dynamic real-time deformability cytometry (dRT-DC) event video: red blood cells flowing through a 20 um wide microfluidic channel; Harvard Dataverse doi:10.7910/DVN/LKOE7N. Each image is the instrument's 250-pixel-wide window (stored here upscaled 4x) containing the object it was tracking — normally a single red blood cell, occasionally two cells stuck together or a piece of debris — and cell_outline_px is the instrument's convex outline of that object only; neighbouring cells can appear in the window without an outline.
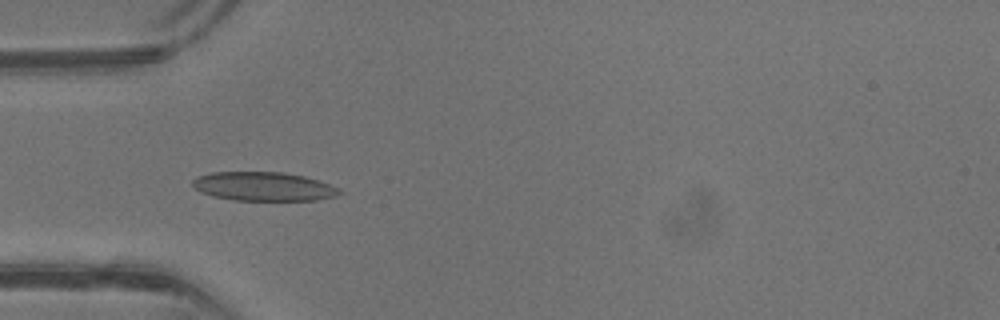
{"species": "common noctule bat (a hibernating species)", "species_latin": "Nyctalus noctula", "temperature_condition": "warm", "stored_images_in_passage": 40, "camera_frame_rate_fps": 3000, "um_per_image_px": 0.085, "animal": {"sex": "male", "body_mass_g": 13.3}, "frame": {"image": 1, "passage_image": 12, "time_ms": 3.667, "image_size_px": [1000, 320], "cell_outline_px": [[344, 192], [336, 196], [316, 200], [232, 200], [212, 196], [200, 192], [192, 184], [192, 180], [196, 176], [212, 172], [284, 172], [304, 176], [340, 188]], "centroid_in_image_um": [22.39, 15.85], "position_along_channel_um": 62.6, "area_um2": 24.8}}
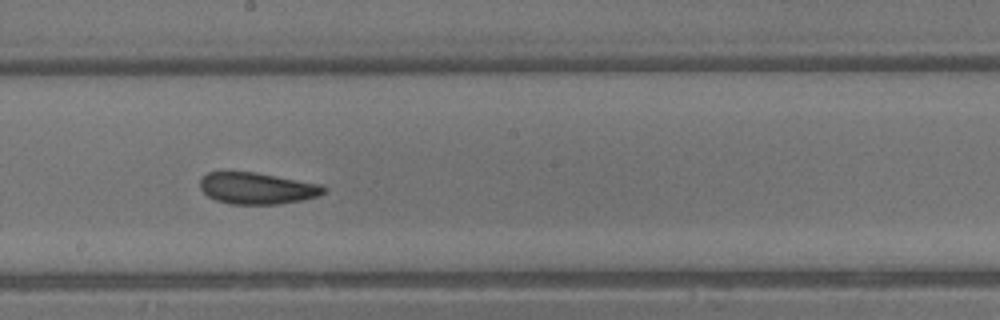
{"frame": {"image": 2, "passage_image": 22, "time_ms": 7.0, "image_size_px": [1000, 320], "cell_outline_px": [[328, 188], [324, 192], [316, 196], [300, 200], [280, 204], [232, 204], [216, 200], [208, 196], [200, 188], [200, 180], [208, 172], [256, 172], [324, 184]], "centroid_in_image_um": [21.89, 16.0], "position_along_channel_um": 226.3, "area_um2": 22.77}}
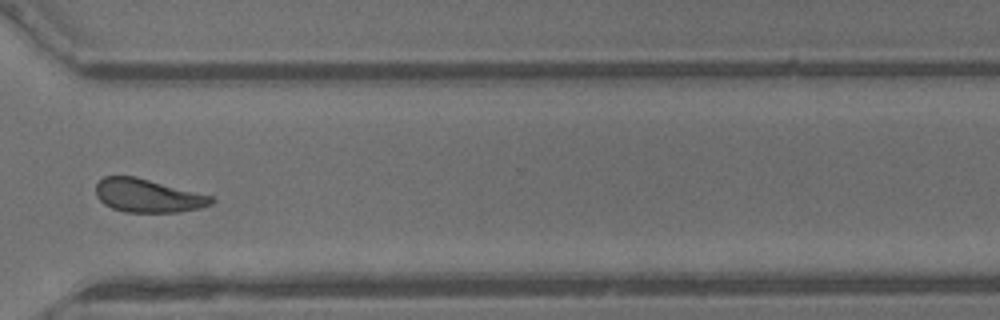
{"frame": {"image": 3, "passage_image": 30, "time_ms": 9.667, "image_size_px": [1000, 320], "cell_outline_px": [[216, 200], [212, 204], [200, 208], [180, 212], [124, 212], [112, 208], [104, 204], [96, 196], [96, 184], [104, 176], [136, 176], [212, 196]], "centroid_in_image_um": [12.57, 16.63], "position_along_channel_um": 358.0, "area_um2": 22.54}, "authors_computed_cell_mechanics": {"area_um2": 23.5824, "velocity_mm_per_s": 4.9481, "shape_relaxation_time_tau1_ms": 5.3023, "shape_relaxation_time_tau2_ms": 1.2598, "deformation_change_tau1": 0.1472, "deformation_change_tau2": 0.0763}}